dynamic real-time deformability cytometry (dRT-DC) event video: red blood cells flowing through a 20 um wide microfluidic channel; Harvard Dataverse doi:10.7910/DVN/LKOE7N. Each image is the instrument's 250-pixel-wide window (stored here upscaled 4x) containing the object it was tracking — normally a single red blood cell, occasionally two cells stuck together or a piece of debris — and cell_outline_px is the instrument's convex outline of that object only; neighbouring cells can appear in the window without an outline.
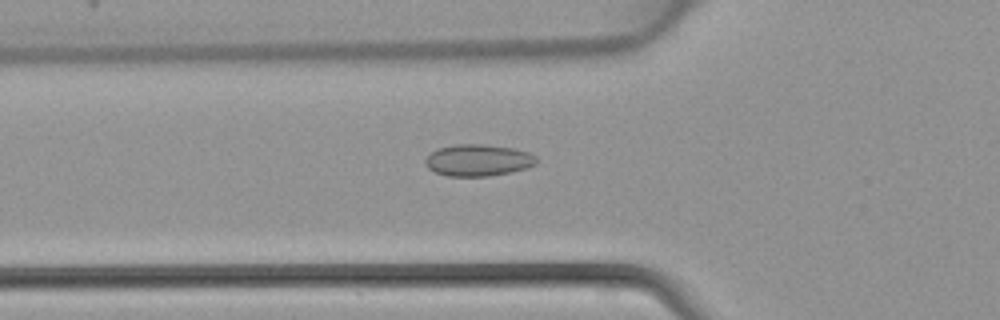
{"species": "common noctule bat (a hibernating species)", "species_latin": "Nyctalus noctula", "temperature_condition": "warm", "stored_images_in_passage": 45, "camera_frame_rate_fps": 3000, "um_per_image_px": 0.085, "animal": {"sex": "female", "body_mass_g": 22.7, "forearm_length_mm": 54.2}, "frame": {"image": 1, "passage_image": 16, "time_ms": 5.0, "image_size_px": [1000, 320], "cell_outline_px": [[536, 164], [524, 168], [508, 172], [488, 176], [448, 176], [436, 172], [428, 168], [424, 164], [424, 160], [436, 148], [456, 144], [484, 144], [512, 148], [528, 152], [536, 156]], "centroid_in_image_um": [40.6, 13.61], "position_along_channel_um": 85.2, "area_um2": 20.4}}
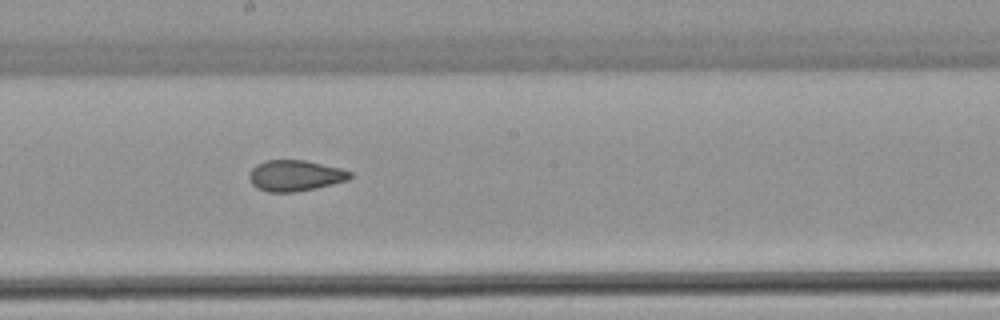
{"frame": {"image": 2, "passage_image": 25, "time_ms": 8.0, "image_size_px": [1000, 320], "cell_outline_px": [[352, 176], [348, 180], [316, 188], [296, 192], [268, 192], [256, 188], [252, 184], [248, 176], [252, 168], [256, 164], [268, 160], [304, 160], [340, 168], [352, 172]], "centroid_in_image_um": [25.07, 14.93], "position_along_channel_um": 223.1, "area_um2": 18.21}}
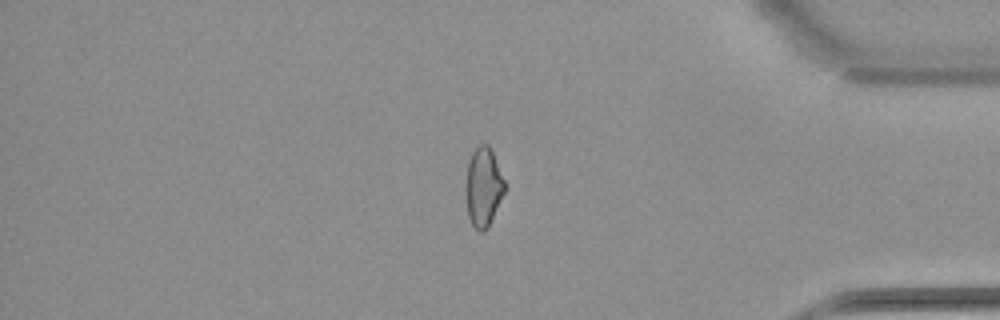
{"frame": {"image": 3, "passage_image": 38, "time_ms": 12.333, "image_size_px": [1000, 320], "cell_outline_px": [[504, 192], [488, 228], [484, 232], [480, 232], [472, 224], [468, 216], [464, 192], [464, 188], [468, 160], [472, 152], [480, 144], [488, 144], [492, 148], [504, 180]], "centroid_in_image_um": [41.05, 15.88], "position_along_channel_um": 394.1, "area_um2": 18.21}}